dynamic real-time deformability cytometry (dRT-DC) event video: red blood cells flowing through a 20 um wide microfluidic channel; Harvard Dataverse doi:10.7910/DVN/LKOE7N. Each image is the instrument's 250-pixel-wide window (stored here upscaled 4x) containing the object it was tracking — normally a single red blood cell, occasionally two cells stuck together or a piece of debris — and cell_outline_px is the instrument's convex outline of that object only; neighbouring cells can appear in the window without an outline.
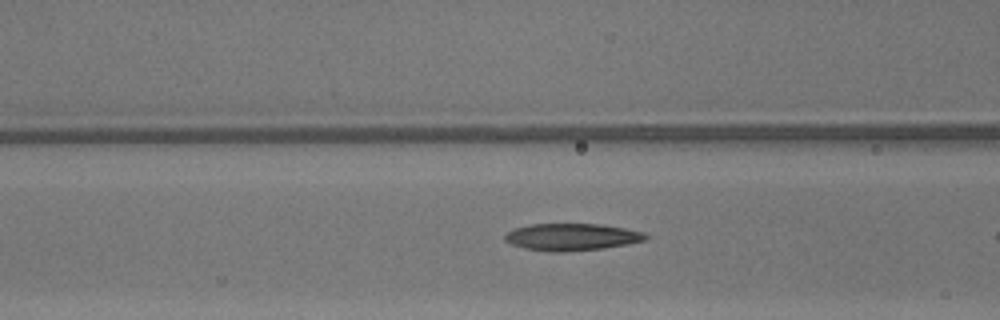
{"species": "common noctule bat (a hibernating species)", "species_latin": "Nyctalus noctula", "temperature_condition": "warm", "stored_images_in_passage": 7, "camera_frame_rate_fps": 3000, "um_per_image_px": 0.085, "animal": {"sex": "male", "body_mass_g": 13.3}, "frame": {"image": 1, "passage_image": 5, "time_ms": 1.333, "image_size_px": [1000, 320], "cell_outline_px": [[648, 236], [644, 240], [628, 244], [604, 248], [564, 252], [552, 252], [524, 248], [512, 244], [504, 240], [504, 236], [508, 232], [516, 228], [532, 224], [600, 224], [624, 228], [644, 232]], "centroid_in_image_um": [48.6, 20.15], "position_along_channel_um": 118.0, "area_um2": 22.08}}